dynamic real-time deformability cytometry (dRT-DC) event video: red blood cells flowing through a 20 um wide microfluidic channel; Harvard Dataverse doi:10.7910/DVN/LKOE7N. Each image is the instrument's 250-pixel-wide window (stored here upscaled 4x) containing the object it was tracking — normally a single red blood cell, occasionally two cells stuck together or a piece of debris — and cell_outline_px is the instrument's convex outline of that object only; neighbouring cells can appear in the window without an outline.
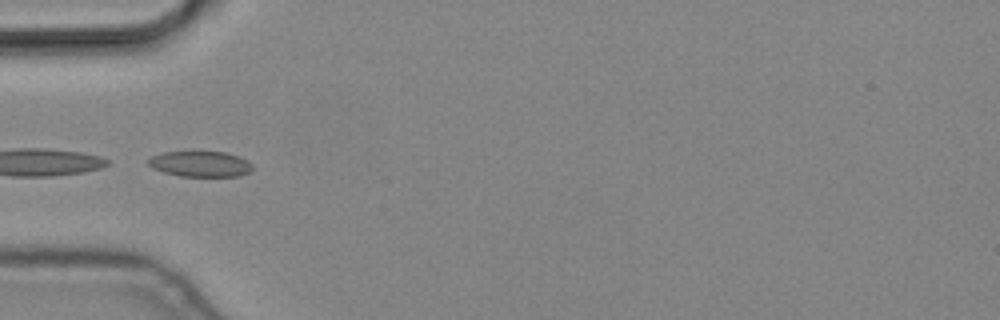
{"species": "common noctule bat (a hibernating species)", "species_latin": "Nyctalus noctula", "temperature_condition": "cold", "stored_images_in_passage": 10, "camera_frame_rate_fps": 3000, "um_per_image_px": 0.085, "animal": {"sex": "male", "body_mass_g": 19.2, "forearm_length_mm": 51.8}, "frame": {"image": 1, "passage_image": 5, "time_ms": 1.333, "image_size_px": [1000, 320], "cell_outline_px": [[252, 168], [248, 172], [236, 176], [180, 176], [164, 172], [152, 168], [148, 164], [148, 160], [152, 156], [164, 152], [224, 152], [240, 156], [252, 164]], "centroid_in_image_um": [17.02, 13.93], "position_along_channel_um": 68.0, "area_um2": 15.37}}
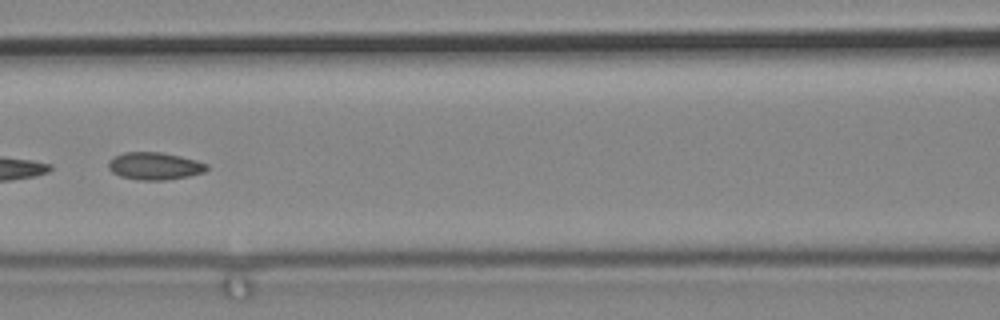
{"frame": {"image": 2, "passage_image": 7, "time_ms": 2.0, "image_size_px": [1000, 320], "cell_outline_px": [[208, 168], [204, 172], [188, 176], [164, 180], [140, 180], [120, 176], [112, 172], [108, 168], [108, 160], [112, 156], [124, 152], [160, 152], [180, 156], [196, 160], [208, 164]], "centroid_in_image_um": [13.11, 14.1], "position_along_channel_um": 153.5, "area_um2": 15.78}}
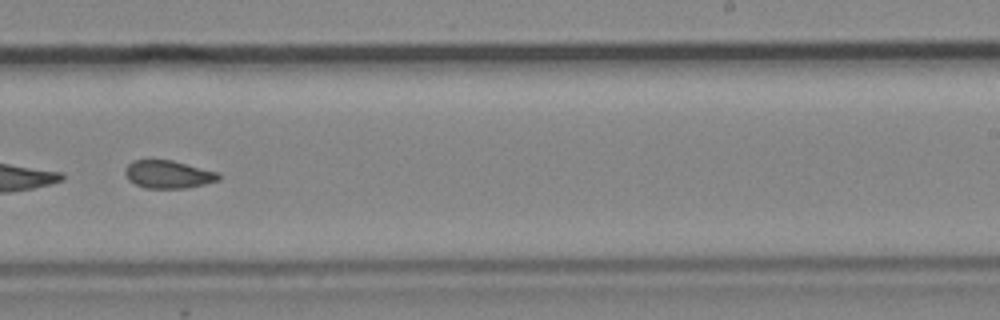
{"frame": {"image": 3, "passage_image": 10, "time_ms": 3.0, "image_size_px": [1000, 320], "cell_outline_px": [[220, 180], [188, 188], [144, 188], [128, 180], [124, 172], [124, 168], [132, 160], [172, 160], [216, 172], [220, 176]], "centroid_in_image_um": [14.26, 14.82], "position_along_channel_um": 274.7, "area_um2": 15.14}}